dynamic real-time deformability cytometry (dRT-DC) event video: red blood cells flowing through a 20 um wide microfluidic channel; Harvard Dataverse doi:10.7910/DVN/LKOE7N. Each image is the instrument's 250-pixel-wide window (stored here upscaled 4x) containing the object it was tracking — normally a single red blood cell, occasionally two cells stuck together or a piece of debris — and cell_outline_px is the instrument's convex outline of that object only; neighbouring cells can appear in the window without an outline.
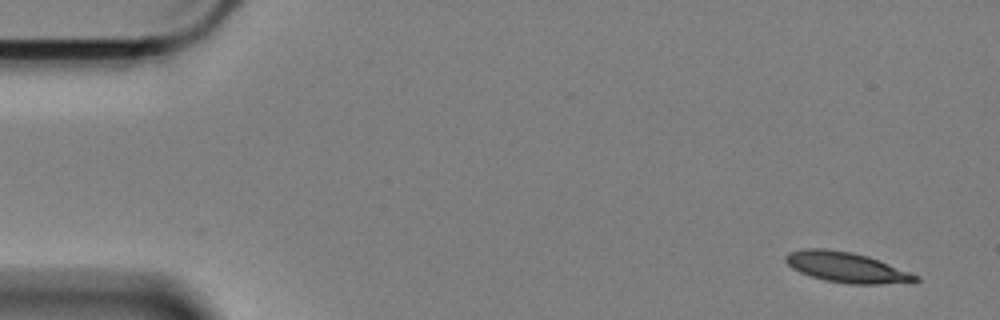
{"species": "Egyptian fruit bat (a non-hibernating species)", "species_latin": "Rousettus aegyptiacus", "temperature_condition": "cold", "stored_images_in_passage": 57, "camera_frame_rate_fps": 3000, "um_per_image_px": 0.085, "animal": {"sex": "female"}, "frame": {"image": 1, "passage_image": 1, "time_ms": 0.0, "image_size_px": [1000, 320], "cell_outline_px": [[920, 280], [912, 284], [848, 284], [824, 280], [800, 272], [792, 268], [784, 260], [784, 256], [788, 252], [804, 248], [824, 248], [852, 252], [868, 256], [920, 276]], "centroid_in_image_um": [71.99, 22.73], "position_along_channel_um": 13.0, "area_um2": 23.29}}
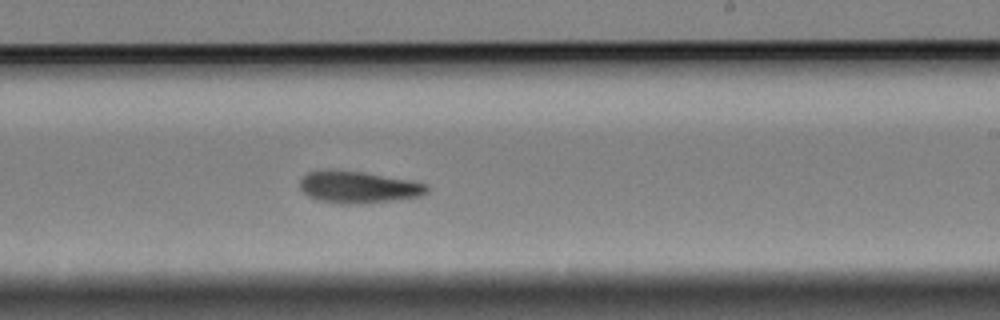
{"frame": {"image": 2, "passage_image": 33, "time_ms": 10.667, "image_size_px": [1000, 320], "cell_outline_px": [[428, 192], [420, 196], [392, 200], [356, 204], [340, 204], [316, 200], [308, 196], [300, 188], [300, 180], [308, 172], [328, 168], [332, 168], [364, 172], [412, 180], [428, 184]], "centroid_in_image_um": [30.43, 15.88], "position_along_channel_um": 258.6, "area_um2": 23.99}}
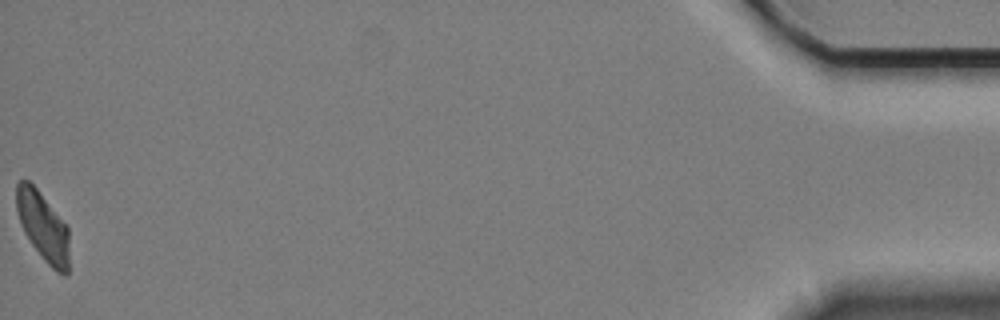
{"frame": {"image": 3, "passage_image": 57, "time_ms": 18.667, "image_size_px": [1000, 320], "cell_outline_px": [[68, 276], [64, 276], [56, 272], [44, 260], [32, 244], [24, 232], [20, 224], [16, 212], [16, 184], [20, 180], [28, 180], [36, 188], [68, 228]], "centroid_in_image_um": [3.63, 19.27], "position_along_channel_um": 431.6, "area_um2": 20.98}, "authors_computed_cell_mechanics": {"area_um2": 23.409, "velocity_mm_per_s": 3.3664, "shape_relaxation_time_tau1_ms": 7.6776, "shape_relaxation_time_tau2_ms": 4.8394, "deformation_change_tau1": 0.201, "deformation_change_tau2": 0.1165}}